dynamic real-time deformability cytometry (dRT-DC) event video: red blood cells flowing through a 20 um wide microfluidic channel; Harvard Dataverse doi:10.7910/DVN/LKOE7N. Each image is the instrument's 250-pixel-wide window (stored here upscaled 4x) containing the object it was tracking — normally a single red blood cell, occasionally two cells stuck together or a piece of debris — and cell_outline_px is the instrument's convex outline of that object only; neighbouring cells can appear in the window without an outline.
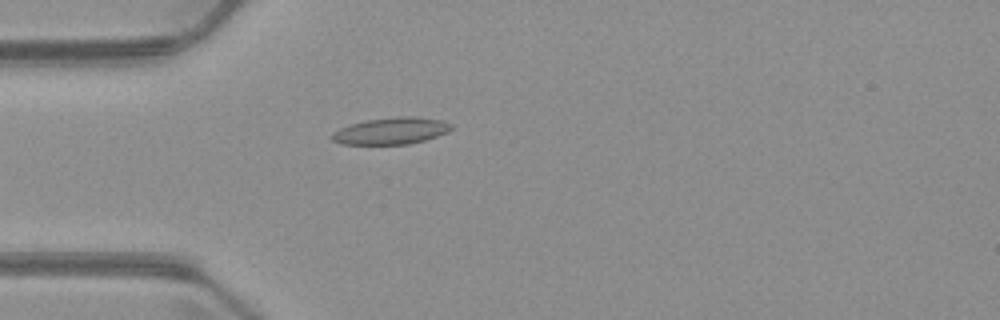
{"species": "common noctule bat (a hibernating species)", "species_latin": "Nyctalus noctula", "temperature_condition": "warm", "stored_images_in_passage": 3, "camera_frame_rate_fps": 3000, "um_per_image_px": 0.085, "animal": {"sex": "male", "body_mass_g": 23.1, "forearm_length_mm": 52.7}, "frame": {"image": 1, "passage_image": 3, "time_ms": 2.333, "image_size_px": [1000, 320], "cell_outline_px": [[452, 128], [448, 132], [424, 140], [408, 144], [340, 144], [332, 140], [332, 132], [340, 128], [352, 124], [368, 120], [396, 116], [416, 116], [444, 120], [452, 124]], "centroid_in_image_um": [33.28, 11.12], "position_along_channel_um": 51.7, "area_um2": 18.61}}